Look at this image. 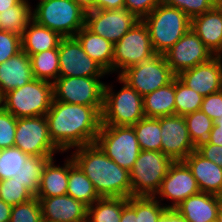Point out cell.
<instances>
[{
    "label": "cell",
    "mask_w": 222,
    "mask_h": 222,
    "mask_svg": "<svg viewBox=\"0 0 222 222\" xmlns=\"http://www.w3.org/2000/svg\"><path fill=\"white\" fill-rule=\"evenodd\" d=\"M45 117L50 138L63 155L95 143L102 125V114L93 106L54 99Z\"/></svg>",
    "instance_id": "obj_1"
},
{
    "label": "cell",
    "mask_w": 222,
    "mask_h": 222,
    "mask_svg": "<svg viewBox=\"0 0 222 222\" xmlns=\"http://www.w3.org/2000/svg\"><path fill=\"white\" fill-rule=\"evenodd\" d=\"M70 153L101 198L131 197L129 171L107 157L96 143L75 148Z\"/></svg>",
    "instance_id": "obj_2"
},
{
    "label": "cell",
    "mask_w": 222,
    "mask_h": 222,
    "mask_svg": "<svg viewBox=\"0 0 222 222\" xmlns=\"http://www.w3.org/2000/svg\"><path fill=\"white\" fill-rule=\"evenodd\" d=\"M122 85L117 91L114 84L105 82L102 125L133 126L145 117L143 96L117 76Z\"/></svg>",
    "instance_id": "obj_3"
},
{
    "label": "cell",
    "mask_w": 222,
    "mask_h": 222,
    "mask_svg": "<svg viewBox=\"0 0 222 222\" xmlns=\"http://www.w3.org/2000/svg\"><path fill=\"white\" fill-rule=\"evenodd\" d=\"M156 54L167 52L190 28L191 19L180 9L163 3L142 19Z\"/></svg>",
    "instance_id": "obj_4"
},
{
    "label": "cell",
    "mask_w": 222,
    "mask_h": 222,
    "mask_svg": "<svg viewBox=\"0 0 222 222\" xmlns=\"http://www.w3.org/2000/svg\"><path fill=\"white\" fill-rule=\"evenodd\" d=\"M53 99V83L34 78L2 95L1 106L16 118L45 116Z\"/></svg>",
    "instance_id": "obj_5"
},
{
    "label": "cell",
    "mask_w": 222,
    "mask_h": 222,
    "mask_svg": "<svg viewBox=\"0 0 222 222\" xmlns=\"http://www.w3.org/2000/svg\"><path fill=\"white\" fill-rule=\"evenodd\" d=\"M32 19L63 38L74 37L85 26L86 11L73 0H42L34 4Z\"/></svg>",
    "instance_id": "obj_6"
},
{
    "label": "cell",
    "mask_w": 222,
    "mask_h": 222,
    "mask_svg": "<svg viewBox=\"0 0 222 222\" xmlns=\"http://www.w3.org/2000/svg\"><path fill=\"white\" fill-rule=\"evenodd\" d=\"M173 161L160 151L141 150L132 169L131 196L154 197Z\"/></svg>",
    "instance_id": "obj_7"
},
{
    "label": "cell",
    "mask_w": 222,
    "mask_h": 222,
    "mask_svg": "<svg viewBox=\"0 0 222 222\" xmlns=\"http://www.w3.org/2000/svg\"><path fill=\"white\" fill-rule=\"evenodd\" d=\"M95 143L107 157L128 171L141 152L133 126L101 125Z\"/></svg>",
    "instance_id": "obj_8"
},
{
    "label": "cell",
    "mask_w": 222,
    "mask_h": 222,
    "mask_svg": "<svg viewBox=\"0 0 222 222\" xmlns=\"http://www.w3.org/2000/svg\"><path fill=\"white\" fill-rule=\"evenodd\" d=\"M156 55L144 22H137L114 44L112 75L119 76L127 68Z\"/></svg>",
    "instance_id": "obj_9"
},
{
    "label": "cell",
    "mask_w": 222,
    "mask_h": 222,
    "mask_svg": "<svg viewBox=\"0 0 222 222\" xmlns=\"http://www.w3.org/2000/svg\"><path fill=\"white\" fill-rule=\"evenodd\" d=\"M104 77H58L53 82L54 100L93 106L103 110Z\"/></svg>",
    "instance_id": "obj_10"
},
{
    "label": "cell",
    "mask_w": 222,
    "mask_h": 222,
    "mask_svg": "<svg viewBox=\"0 0 222 222\" xmlns=\"http://www.w3.org/2000/svg\"><path fill=\"white\" fill-rule=\"evenodd\" d=\"M119 77L144 97L169 84L176 75L171 71L164 55L156 54L127 68Z\"/></svg>",
    "instance_id": "obj_11"
},
{
    "label": "cell",
    "mask_w": 222,
    "mask_h": 222,
    "mask_svg": "<svg viewBox=\"0 0 222 222\" xmlns=\"http://www.w3.org/2000/svg\"><path fill=\"white\" fill-rule=\"evenodd\" d=\"M14 146L37 157H55L57 153L63 154L50 138L45 116L17 118Z\"/></svg>",
    "instance_id": "obj_12"
},
{
    "label": "cell",
    "mask_w": 222,
    "mask_h": 222,
    "mask_svg": "<svg viewBox=\"0 0 222 222\" xmlns=\"http://www.w3.org/2000/svg\"><path fill=\"white\" fill-rule=\"evenodd\" d=\"M199 192L200 189L190 168L184 161H177L170 165L154 197L167 209H175L186 198ZM165 200L169 201L167 202L169 204L164 203Z\"/></svg>",
    "instance_id": "obj_13"
},
{
    "label": "cell",
    "mask_w": 222,
    "mask_h": 222,
    "mask_svg": "<svg viewBox=\"0 0 222 222\" xmlns=\"http://www.w3.org/2000/svg\"><path fill=\"white\" fill-rule=\"evenodd\" d=\"M59 77H106L109 74L83 50L75 37L62 38L58 45Z\"/></svg>",
    "instance_id": "obj_14"
},
{
    "label": "cell",
    "mask_w": 222,
    "mask_h": 222,
    "mask_svg": "<svg viewBox=\"0 0 222 222\" xmlns=\"http://www.w3.org/2000/svg\"><path fill=\"white\" fill-rule=\"evenodd\" d=\"M139 21L140 19L125 8L91 10L86 12L85 26L115 44Z\"/></svg>",
    "instance_id": "obj_15"
},
{
    "label": "cell",
    "mask_w": 222,
    "mask_h": 222,
    "mask_svg": "<svg viewBox=\"0 0 222 222\" xmlns=\"http://www.w3.org/2000/svg\"><path fill=\"white\" fill-rule=\"evenodd\" d=\"M163 55L176 76L180 72L205 63L214 57L192 28Z\"/></svg>",
    "instance_id": "obj_16"
},
{
    "label": "cell",
    "mask_w": 222,
    "mask_h": 222,
    "mask_svg": "<svg viewBox=\"0 0 222 222\" xmlns=\"http://www.w3.org/2000/svg\"><path fill=\"white\" fill-rule=\"evenodd\" d=\"M161 152L173 162L184 161L196 146L189 136L184 116L170 115L160 117Z\"/></svg>",
    "instance_id": "obj_17"
},
{
    "label": "cell",
    "mask_w": 222,
    "mask_h": 222,
    "mask_svg": "<svg viewBox=\"0 0 222 222\" xmlns=\"http://www.w3.org/2000/svg\"><path fill=\"white\" fill-rule=\"evenodd\" d=\"M188 88L200 95L208 96L222 90V56L186 69L176 76Z\"/></svg>",
    "instance_id": "obj_18"
},
{
    "label": "cell",
    "mask_w": 222,
    "mask_h": 222,
    "mask_svg": "<svg viewBox=\"0 0 222 222\" xmlns=\"http://www.w3.org/2000/svg\"><path fill=\"white\" fill-rule=\"evenodd\" d=\"M38 199L43 222H79L87 220L88 206L67 194Z\"/></svg>",
    "instance_id": "obj_19"
},
{
    "label": "cell",
    "mask_w": 222,
    "mask_h": 222,
    "mask_svg": "<svg viewBox=\"0 0 222 222\" xmlns=\"http://www.w3.org/2000/svg\"><path fill=\"white\" fill-rule=\"evenodd\" d=\"M191 28L214 56H222V2L193 17Z\"/></svg>",
    "instance_id": "obj_20"
},
{
    "label": "cell",
    "mask_w": 222,
    "mask_h": 222,
    "mask_svg": "<svg viewBox=\"0 0 222 222\" xmlns=\"http://www.w3.org/2000/svg\"><path fill=\"white\" fill-rule=\"evenodd\" d=\"M222 197L200 191L184 201L175 210L187 222H216Z\"/></svg>",
    "instance_id": "obj_21"
},
{
    "label": "cell",
    "mask_w": 222,
    "mask_h": 222,
    "mask_svg": "<svg viewBox=\"0 0 222 222\" xmlns=\"http://www.w3.org/2000/svg\"><path fill=\"white\" fill-rule=\"evenodd\" d=\"M197 181L200 191L222 197V168L205 159L196 150L184 160Z\"/></svg>",
    "instance_id": "obj_22"
},
{
    "label": "cell",
    "mask_w": 222,
    "mask_h": 222,
    "mask_svg": "<svg viewBox=\"0 0 222 222\" xmlns=\"http://www.w3.org/2000/svg\"><path fill=\"white\" fill-rule=\"evenodd\" d=\"M34 79L30 57L21 51L0 64V96Z\"/></svg>",
    "instance_id": "obj_23"
},
{
    "label": "cell",
    "mask_w": 222,
    "mask_h": 222,
    "mask_svg": "<svg viewBox=\"0 0 222 222\" xmlns=\"http://www.w3.org/2000/svg\"><path fill=\"white\" fill-rule=\"evenodd\" d=\"M56 157L51 158L45 165L40 185L36 194L37 198H49L67 194L69 175V156L60 166L56 164Z\"/></svg>",
    "instance_id": "obj_24"
},
{
    "label": "cell",
    "mask_w": 222,
    "mask_h": 222,
    "mask_svg": "<svg viewBox=\"0 0 222 222\" xmlns=\"http://www.w3.org/2000/svg\"><path fill=\"white\" fill-rule=\"evenodd\" d=\"M74 37L79 41L86 54L97 62L109 76L112 75L114 44L91 32L86 26L80 29Z\"/></svg>",
    "instance_id": "obj_25"
},
{
    "label": "cell",
    "mask_w": 222,
    "mask_h": 222,
    "mask_svg": "<svg viewBox=\"0 0 222 222\" xmlns=\"http://www.w3.org/2000/svg\"><path fill=\"white\" fill-rule=\"evenodd\" d=\"M62 38L57 32L32 19L21 36L22 51L31 56L42 51L58 49Z\"/></svg>",
    "instance_id": "obj_26"
},
{
    "label": "cell",
    "mask_w": 222,
    "mask_h": 222,
    "mask_svg": "<svg viewBox=\"0 0 222 222\" xmlns=\"http://www.w3.org/2000/svg\"><path fill=\"white\" fill-rule=\"evenodd\" d=\"M143 106L147 118L175 115V78L169 84L146 94Z\"/></svg>",
    "instance_id": "obj_27"
},
{
    "label": "cell",
    "mask_w": 222,
    "mask_h": 222,
    "mask_svg": "<svg viewBox=\"0 0 222 222\" xmlns=\"http://www.w3.org/2000/svg\"><path fill=\"white\" fill-rule=\"evenodd\" d=\"M67 195L83 202L86 206L94 204L101 198L96 192L92 182L74 162L70 154Z\"/></svg>",
    "instance_id": "obj_28"
},
{
    "label": "cell",
    "mask_w": 222,
    "mask_h": 222,
    "mask_svg": "<svg viewBox=\"0 0 222 222\" xmlns=\"http://www.w3.org/2000/svg\"><path fill=\"white\" fill-rule=\"evenodd\" d=\"M128 198H100L87 208V222H120Z\"/></svg>",
    "instance_id": "obj_29"
},
{
    "label": "cell",
    "mask_w": 222,
    "mask_h": 222,
    "mask_svg": "<svg viewBox=\"0 0 222 222\" xmlns=\"http://www.w3.org/2000/svg\"><path fill=\"white\" fill-rule=\"evenodd\" d=\"M30 0H20L16 5L0 13L1 30L22 36L28 23L32 20Z\"/></svg>",
    "instance_id": "obj_30"
},
{
    "label": "cell",
    "mask_w": 222,
    "mask_h": 222,
    "mask_svg": "<svg viewBox=\"0 0 222 222\" xmlns=\"http://www.w3.org/2000/svg\"><path fill=\"white\" fill-rule=\"evenodd\" d=\"M29 57L34 78L53 83L59 77L58 49L42 51Z\"/></svg>",
    "instance_id": "obj_31"
},
{
    "label": "cell",
    "mask_w": 222,
    "mask_h": 222,
    "mask_svg": "<svg viewBox=\"0 0 222 222\" xmlns=\"http://www.w3.org/2000/svg\"><path fill=\"white\" fill-rule=\"evenodd\" d=\"M141 150L161 152V128L159 118L144 117L133 125Z\"/></svg>",
    "instance_id": "obj_32"
},
{
    "label": "cell",
    "mask_w": 222,
    "mask_h": 222,
    "mask_svg": "<svg viewBox=\"0 0 222 222\" xmlns=\"http://www.w3.org/2000/svg\"><path fill=\"white\" fill-rule=\"evenodd\" d=\"M54 157H37L30 156L23 164L24 167L19 172V175L13 177L25 186L34 196H36L42 173L46 163Z\"/></svg>",
    "instance_id": "obj_33"
},
{
    "label": "cell",
    "mask_w": 222,
    "mask_h": 222,
    "mask_svg": "<svg viewBox=\"0 0 222 222\" xmlns=\"http://www.w3.org/2000/svg\"><path fill=\"white\" fill-rule=\"evenodd\" d=\"M203 102V96L195 90L188 88L175 77V114L185 116L199 111Z\"/></svg>",
    "instance_id": "obj_34"
},
{
    "label": "cell",
    "mask_w": 222,
    "mask_h": 222,
    "mask_svg": "<svg viewBox=\"0 0 222 222\" xmlns=\"http://www.w3.org/2000/svg\"><path fill=\"white\" fill-rule=\"evenodd\" d=\"M128 204L136 211L138 222H158L167 210L155 197L131 196Z\"/></svg>",
    "instance_id": "obj_35"
},
{
    "label": "cell",
    "mask_w": 222,
    "mask_h": 222,
    "mask_svg": "<svg viewBox=\"0 0 222 222\" xmlns=\"http://www.w3.org/2000/svg\"><path fill=\"white\" fill-rule=\"evenodd\" d=\"M31 155L24 153L18 147L0 150V180L11 179L24 167V163Z\"/></svg>",
    "instance_id": "obj_36"
},
{
    "label": "cell",
    "mask_w": 222,
    "mask_h": 222,
    "mask_svg": "<svg viewBox=\"0 0 222 222\" xmlns=\"http://www.w3.org/2000/svg\"><path fill=\"white\" fill-rule=\"evenodd\" d=\"M184 118L191 141L196 147L208 140L214 125V121L210 117L199 110L185 115Z\"/></svg>",
    "instance_id": "obj_37"
},
{
    "label": "cell",
    "mask_w": 222,
    "mask_h": 222,
    "mask_svg": "<svg viewBox=\"0 0 222 222\" xmlns=\"http://www.w3.org/2000/svg\"><path fill=\"white\" fill-rule=\"evenodd\" d=\"M35 196L17 180H0V199L5 203L15 206L27 202Z\"/></svg>",
    "instance_id": "obj_38"
},
{
    "label": "cell",
    "mask_w": 222,
    "mask_h": 222,
    "mask_svg": "<svg viewBox=\"0 0 222 222\" xmlns=\"http://www.w3.org/2000/svg\"><path fill=\"white\" fill-rule=\"evenodd\" d=\"M10 222H43L39 199L35 196L27 202L12 206Z\"/></svg>",
    "instance_id": "obj_39"
},
{
    "label": "cell",
    "mask_w": 222,
    "mask_h": 222,
    "mask_svg": "<svg viewBox=\"0 0 222 222\" xmlns=\"http://www.w3.org/2000/svg\"><path fill=\"white\" fill-rule=\"evenodd\" d=\"M222 0H162L168 6L182 10L190 19L217 6Z\"/></svg>",
    "instance_id": "obj_40"
},
{
    "label": "cell",
    "mask_w": 222,
    "mask_h": 222,
    "mask_svg": "<svg viewBox=\"0 0 222 222\" xmlns=\"http://www.w3.org/2000/svg\"><path fill=\"white\" fill-rule=\"evenodd\" d=\"M17 118L0 106V150L15 143Z\"/></svg>",
    "instance_id": "obj_41"
},
{
    "label": "cell",
    "mask_w": 222,
    "mask_h": 222,
    "mask_svg": "<svg viewBox=\"0 0 222 222\" xmlns=\"http://www.w3.org/2000/svg\"><path fill=\"white\" fill-rule=\"evenodd\" d=\"M22 51L21 36L0 30V64Z\"/></svg>",
    "instance_id": "obj_42"
},
{
    "label": "cell",
    "mask_w": 222,
    "mask_h": 222,
    "mask_svg": "<svg viewBox=\"0 0 222 222\" xmlns=\"http://www.w3.org/2000/svg\"><path fill=\"white\" fill-rule=\"evenodd\" d=\"M161 3L162 0H125L124 8L142 20Z\"/></svg>",
    "instance_id": "obj_43"
},
{
    "label": "cell",
    "mask_w": 222,
    "mask_h": 222,
    "mask_svg": "<svg viewBox=\"0 0 222 222\" xmlns=\"http://www.w3.org/2000/svg\"><path fill=\"white\" fill-rule=\"evenodd\" d=\"M200 110L213 121L220 118L222 115V90L217 93L204 96Z\"/></svg>",
    "instance_id": "obj_44"
},
{
    "label": "cell",
    "mask_w": 222,
    "mask_h": 222,
    "mask_svg": "<svg viewBox=\"0 0 222 222\" xmlns=\"http://www.w3.org/2000/svg\"><path fill=\"white\" fill-rule=\"evenodd\" d=\"M196 151L205 159L216 163L222 168V146L208 143L207 141L199 144Z\"/></svg>",
    "instance_id": "obj_45"
},
{
    "label": "cell",
    "mask_w": 222,
    "mask_h": 222,
    "mask_svg": "<svg viewBox=\"0 0 222 222\" xmlns=\"http://www.w3.org/2000/svg\"><path fill=\"white\" fill-rule=\"evenodd\" d=\"M125 0H95V10H115L124 8Z\"/></svg>",
    "instance_id": "obj_46"
},
{
    "label": "cell",
    "mask_w": 222,
    "mask_h": 222,
    "mask_svg": "<svg viewBox=\"0 0 222 222\" xmlns=\"http://www.w3.org/2000/svg\"><path fill=\"white\" fill-rule=\"evenodd\" d=\"M158 222H187L175 209H167Z\"/></svg>",
    "instance_id": "obj_47"
},
{
    "label": "cell",
    "mask_w": 222,
    "mask_h": 222,
    "mask_svg": "<svg viewBox=\"0 0 222 222\" xmlns=\"http://www.w3.org/2000/svg\"><path fill=\"white\" fill-rule=\"evenodd\" d=\"M207 142L222 146V126L213 125V128L209 134Z\"/></svg>",
    "instance_id": "obj_48"
},
{
    "label": "cell",
    "mask_w": 222,
    "mask_h": 222,
    "mask_svg": "<svg viewBox=\"0 0 222 222\" xmlns=\"http://www.w3.org/2000/svg\"><path fill=\"white\" fill-rule=\"evenodd\" d=\"M120 222H138L136 211L129 204L123 208Z\"/></svg>",
    "instance_id": "obj_49"
},
{
    "label": "cell",
    "mask_w": 222,
    "mask_h": 222,
    "mask_svg": "<svg viewBox=\"0 0 222 222\" xmlns=\"http://www.w3.org/2000/svg\"><path fill=\"white\" fill-rule=\"evenodd\" d=\"M12 206L0 199V222H10Z\"/></svg>",
    "instance_id": "obj_50"
},
{
    "label": "cell",
    "mask_w": 222,
    "mask_h": 222,
    "mask_svg": "<svg viewBox=\"0 0 222 222\" xmlns=\"http://www.w3.org/2000/svg\"><path fill=\"white\" fill-rule=\"evenodd\" d=\"M84 11L95 10V0H73Z\"/></svg>",
    "instance_id": "obj_51"
},
{
    "label": "cell",
    "mask_w": 222,
    "mask_h": 222,
    "mask_svg": "<svg viewBox=\"0 0 222 222\" xmlns=\"http://www.w3.org/2000/svg\"><path fill=\"white\" fill-rule=\"evenodd\" d=\"M20 0H0V13L16 5Z\"/></svg>",
    "instance_id": "obj_52"
},
{
    "label": "cell",
    "mask_w": 222,
    "mask_h": 222,
    "mask_svg": "<svg viewBox=\"0 0 222 222\" xmlns=\"http://www.w3.org/2000/svg\"><path fill=\"white\" fill-rule=\"evenodd\" d=\"M216 222H222V202L218 210V216H217Z\"/></svg>",
    "instance_id": "obj_53"
},
{
    "label": "cell",
    "mask_w": 222,
    "mask_h": 222,
    "mask_svg": "<svg viewBox=\"0 0 222 222\" xmlns=\"http://www.w3.org/2000/svg\"><path fill=\"white\" fill-rule=\"evenodd\" d=\"M214 125L216 126H222V115L220 118H218L217 120L214 121Z\"/></svg>",
    "instance_id": "obj_54"
}]
</instances>
